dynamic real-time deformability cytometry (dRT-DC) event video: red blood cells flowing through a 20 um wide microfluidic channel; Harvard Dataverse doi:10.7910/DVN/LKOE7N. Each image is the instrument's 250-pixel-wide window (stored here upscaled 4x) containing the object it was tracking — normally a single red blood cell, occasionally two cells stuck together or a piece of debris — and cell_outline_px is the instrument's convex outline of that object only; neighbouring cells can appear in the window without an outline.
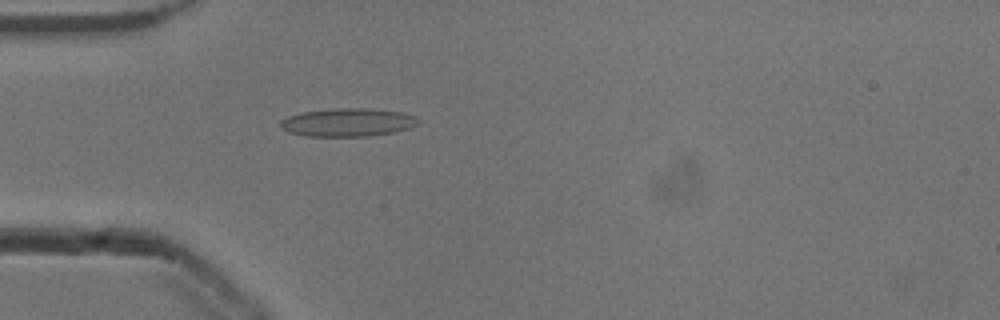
{"species": "common noctule bat (a hibernating species)", "species_latin": "Nyctalus noctula", "temperature_condition": "cold", "stored_images_in_passage": 40, "camera_frame_rate_fps": 3000, "um_per_image_px": 0.085, "animal": {"sex": "male", "body_mass_g": 13.3}, "frame": {"image": 1, "passage_image": 3, "time_ms": 0.667, "image_size_px": [1000, 320], "cell_outline_px": [[420, 124], [396, 132], [368, 136], [308, 136], [288, 132], [280, 128], [280, 120], [288, 116], [300, 112], [336, 108], [368, 108], [400, 112], [416, 116], [420, 120]], "centroid_in_image_um": [29.56, 10.4], "position_along_channel_um": 55.4, "area_um2": 22.83}}
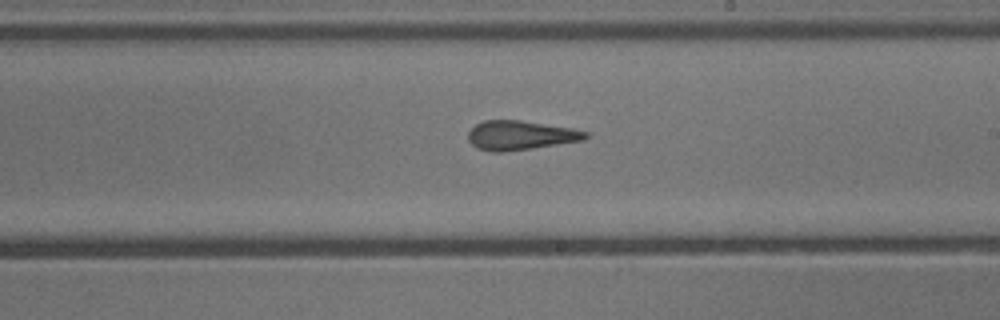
{"frame": {"image": 2, "passage_image": 18, "time_ms": 5.667, "image_size_px": [1000, 320], "cell_outline_px": [[592, 136], [584, 140], [532, 148], [504, 152], [488, 152], [476, 148], [468, 140], [468, 132], [476, 124], [484, 120], [520, 120], [572, 128], [592, 132]], "centroid_in_image_um": [44.27, 11.5], "position_along_channel_um": 244.7, "area_um2": 20.29}}
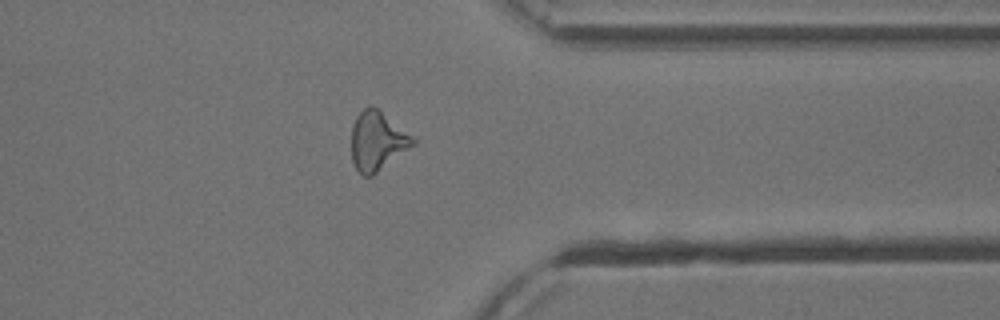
{"frame": {"image": 3, "passage_image": 29, "time_ms": 9.333, "image_size_px": [1000, 320], "cell_outline_px": [[416, 144], [372, 176], [364, 176], [356, 168], [352, 160], [352, 124], [356, 116], [368, 104], [372, 104], [412, 136], [416, 140]], "centroid_in_image_um": [32.06, 11.97], "position_along_channel_um": 379.3, "area_um2": 21.04}, "authors_computed_cell_mechanics": {"area_um2": 20.5768, "velocity_mm_per_s": 3.8871, "shape_relaxation_time_tau1_ms": null, "shape_relaxation_time_tau2_ms": 2.0367, "deformation_change_tau1": null, "deformation_change_tau2": 0.1189}}